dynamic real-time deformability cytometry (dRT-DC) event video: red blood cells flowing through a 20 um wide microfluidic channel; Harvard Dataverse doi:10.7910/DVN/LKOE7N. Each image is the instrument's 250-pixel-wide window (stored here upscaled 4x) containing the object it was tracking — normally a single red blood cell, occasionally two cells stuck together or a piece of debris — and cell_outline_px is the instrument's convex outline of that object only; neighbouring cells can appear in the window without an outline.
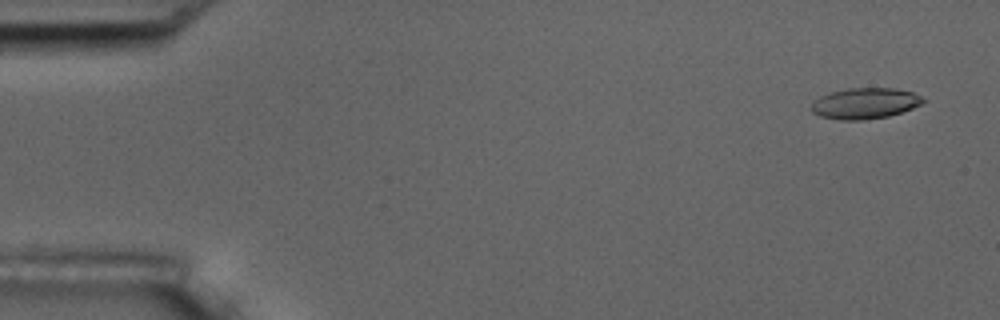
{"species": "common noctule bat (a hibernating species)", "species_latin": "Nyctalus noctula", "temperature_condition": "room temperature", "stored_images_in_passage": 4, "camera_frame_rate_fps": 3000, "um_per_image_px": 0.085, "animal": {"sex": "male", "body_mass_g": 17.5, "forearm_length_mm": 52.3}, "frame": {"image": 1, "passage_image": 1, "time_ms": 0.0, "image_size_px": [1000, 320], "cell_outline_px": [[928, 100], [912, 108], [888, 116], [860, 120], [840, 120], [820, 116], [812, 112], [812, 104], [820, 96], [832, 92], [848, 88], [896, 88], [912, 92]], "centroid_in_image_um": [73.53, 8.78], "position_along_channel_um": 11.5, "area_um2": 19.94}}
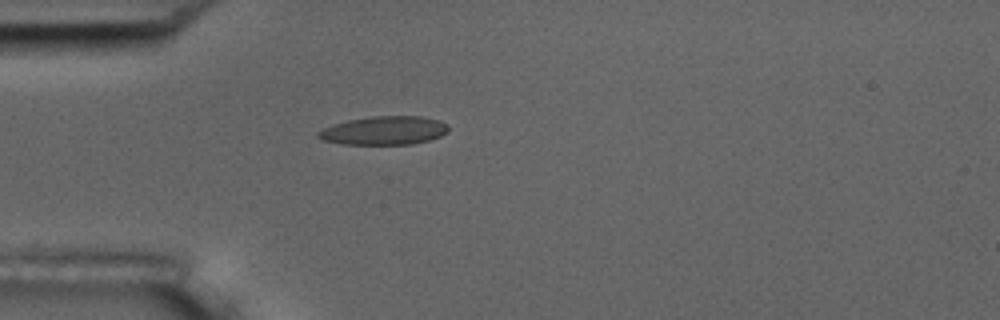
{"frame": {"image": 2, "passage_image": 4, "time_ms": 4.333, "image_size_px": [1000, 320], "cell_outline_px": [[448, 132], [440, 136], [428, 140], [412, 144], [340, 144], [320, 140], [316, 136], [316, 132], [332, 124], [348, 120], [372, 116], [420, 116], [440, 120], [448, 124]], "centroid_in_image_um": [32.62, 11.09], "position_along_channel_um": 52.4, "area_um2": 21.85}}